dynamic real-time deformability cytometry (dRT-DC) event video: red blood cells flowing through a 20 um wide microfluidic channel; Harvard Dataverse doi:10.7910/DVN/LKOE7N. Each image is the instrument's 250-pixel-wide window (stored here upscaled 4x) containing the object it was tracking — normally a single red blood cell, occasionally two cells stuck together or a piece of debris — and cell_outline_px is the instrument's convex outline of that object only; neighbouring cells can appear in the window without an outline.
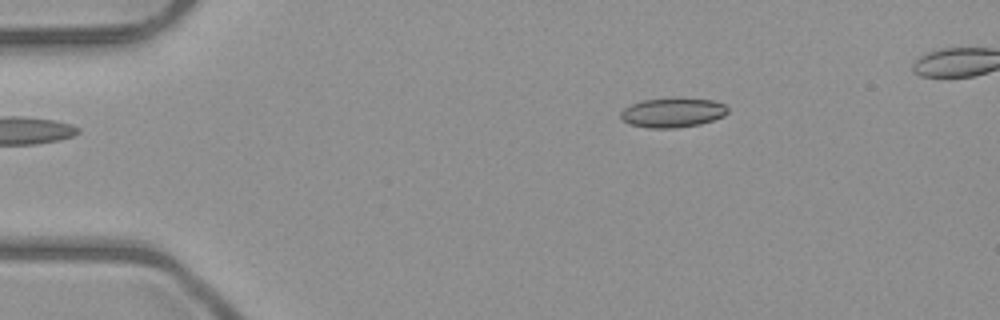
{"species": "common noctule bat (a hibernating species)", "species_latin": "Nyctalus noctula", "temperature_condition": "room temperature", "stored_images_in_passage": 4, "camera_frame_rate_fps": 3000, "um_per_image_px": 0.085, "animal": {"sex": "male", "body_mass_g": 23.1, "forearm_length_mm": 52.7}, "frame": {"image": 1, "passage_image": 2, "time_ms": 1.333, "image_size_px": [1000, 320], "cell_outline_px": [[728, 112], [724, 116], [700, 124], [676, 128], [648, 128], [628, 124], [620, 116], [620, 112], [624, 108], [632, 104], [644, 100], [672, 96], [680, 96], [712, 100], [724, 104], [728, 108]], "centroid_in_image_um": [57.18, 9.54], "position_along_channel_um": 27.8, "area_um2": 18.9}}